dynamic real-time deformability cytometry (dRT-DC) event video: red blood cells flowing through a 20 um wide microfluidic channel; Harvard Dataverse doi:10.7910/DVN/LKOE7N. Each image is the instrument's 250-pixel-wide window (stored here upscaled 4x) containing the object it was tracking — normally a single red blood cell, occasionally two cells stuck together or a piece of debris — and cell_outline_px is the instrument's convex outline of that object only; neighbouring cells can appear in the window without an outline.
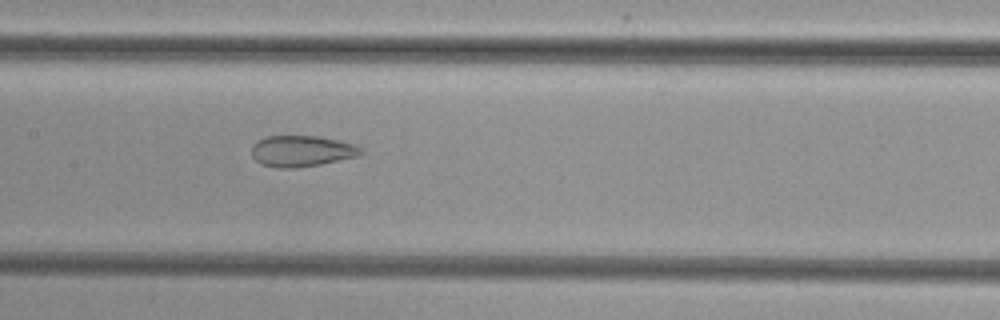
{"species": "common noctule bat (a hibernating species)", "species_latin": "Nyctalus noctula", "temperature_condition": "cold", "stored_images_in_passage": 43, "camera_frame_rate_fps": 3000, "um_per_image_px": 0.085, "animal": {"sex": "female", "body_mass_g": 29.2, "forearm_length_mm": 56.3}, "frame": {"image": 1, "passage_image": 19, "time_ms": 6.0, "image_size_px": [1000, 320], "cell_outline_px": [[364, 152], [360, 156], [320, 164], [296, 168], [276, 168], [260, 164], [252, 156], [252, 144], [268, 136], [320, 136], [356, 144]], "centroid_in_image_um": [25.66, 12.84], "position_along_channel_um": 181.7, "area_um2": 19.94}}
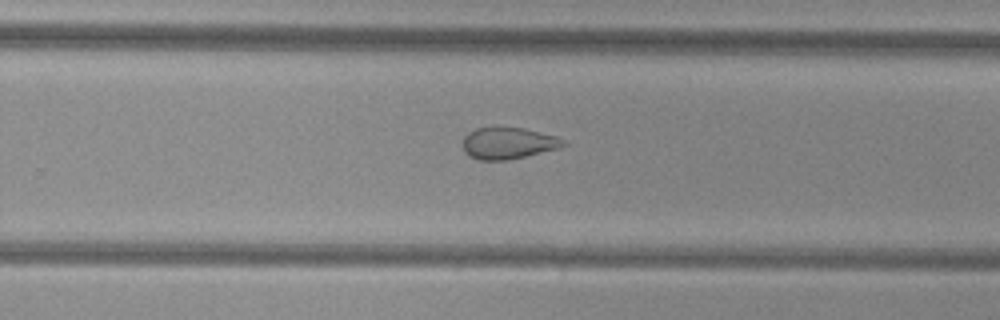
{"frame": {"image": 2, "passage_image": 27, "time_ms": 8.667, "image_size_px": [1000, 320], "cell_outline_px": [[568, 144], [560, 148], [508, 160], [476, 160], [468, 156], [464, 152], [460, 144], [464, 136], [468, 132], [476, 128], [524, 128], [556, 136], [564, 140]], "centroid_in_image_um": [43.15, 12.19], "position_along_channel_um": 286.7, "area_um2": 18.73}}
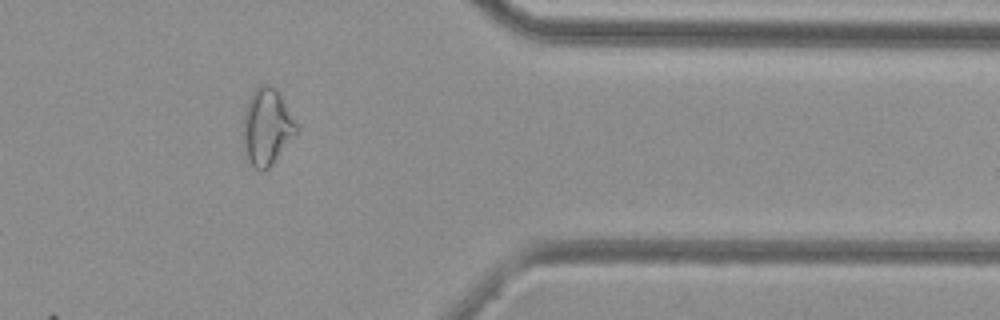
{"frame": {"image": 3, "passage_image": 36, "time_ms": 11.667, "image_size_px": [1000, 320], "cell_outline_px": [[300, 132], [272, 164], [268, 168], [260, 172], [244, 156], [244, 112], [248, 100], [252, 92], [260, 84], [268, 84], [276, 88], [280, 92], [300, 128]], "centroid_in_image_um": [22.73, 10.77], "position_along_channel_um": 388.7, "area_um2": 24.28}}